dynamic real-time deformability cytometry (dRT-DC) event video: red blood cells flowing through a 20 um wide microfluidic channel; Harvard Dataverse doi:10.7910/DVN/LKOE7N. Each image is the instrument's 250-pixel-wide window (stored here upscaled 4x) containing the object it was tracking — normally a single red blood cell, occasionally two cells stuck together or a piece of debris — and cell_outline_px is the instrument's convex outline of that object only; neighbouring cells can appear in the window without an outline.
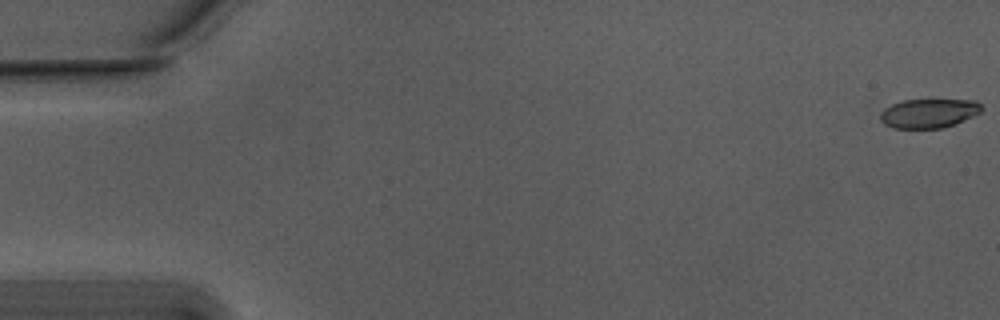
{"species": "Egyptian fruit bat (a non-hibernating species)", "species_latin": "Rousettus aegyptiacus", "temperature_condition": "warm", "stored_images_in_passage": 56, "camera_frame_rate_fps": 3000, "um_per_image_px": 0.085, "animal": {"sex": "male"}, "frame": {"image": 1, "passage_image": 1, "time_ms": 0.0, "image_size_px": [1000, 320], "cell_outline_px": [[984, 108], [980, 112], [972, 116], [952, 124], [940, 128], [892, 128], [884, 124], [880, 120], [880, 112], [884, 108], [892, 104], [904, 100], [976, 100]], "centroid_in_image_um": [78.91, 9.62], "position_along_channel_um": 6.1, "area_um2": 17.05}}
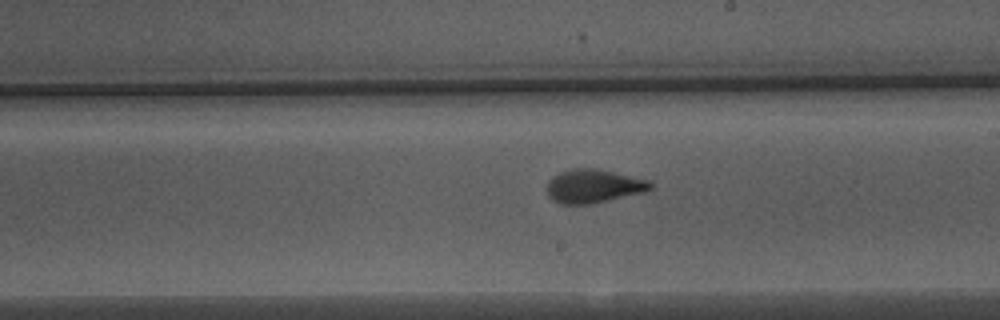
{"frame": {"image": 2, "passage_image": 32, "time_ms": 10.333, "image_size_px": [1000, 320], "cell_outline_px": [[652, 188], [644, 192], [592, 204], [560, 204], [552, 200], [548, 196], [548, 184], [560, 172], [572, 168], [596, 168], [648, 180], [652, 184]], "centroid_in_image_um": [50.46, 15.83], "position_along_channel_um": 238.5, "area_um2": 20.0}}
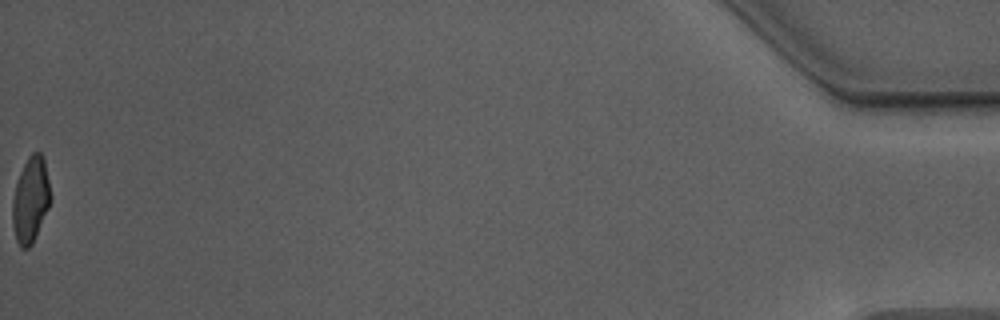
{"frame": {"image": 3, "passage_image": 56, "time_ms": 18.333, "image_size_px": [1000, 320], "cell_outline_px": [[52, 200], [32, 244], [28, 248], [20, 248], [16, 240], [12, 224], [12, 200], [16, 184], [20, 172], [28, 156], [32, 152], [40, 152], [44, 156], [52, 196]], "centroid_in_image_um": [2.61, 16.97], "position_along_channel_um": 432.6, "area_um2": 19.25}, "authors_computed_cell_mechanics": {"area_um2": 19.4786, "velocity_mm_per_s": 3.7709, "shape_relaxation_time_tau1_ms": 4.1471, "shape_relaxation_time_tau2_ms": 1.1492, "deformation_change_tau1": 0.1626, "deformation_change_tau2": 0.077}}